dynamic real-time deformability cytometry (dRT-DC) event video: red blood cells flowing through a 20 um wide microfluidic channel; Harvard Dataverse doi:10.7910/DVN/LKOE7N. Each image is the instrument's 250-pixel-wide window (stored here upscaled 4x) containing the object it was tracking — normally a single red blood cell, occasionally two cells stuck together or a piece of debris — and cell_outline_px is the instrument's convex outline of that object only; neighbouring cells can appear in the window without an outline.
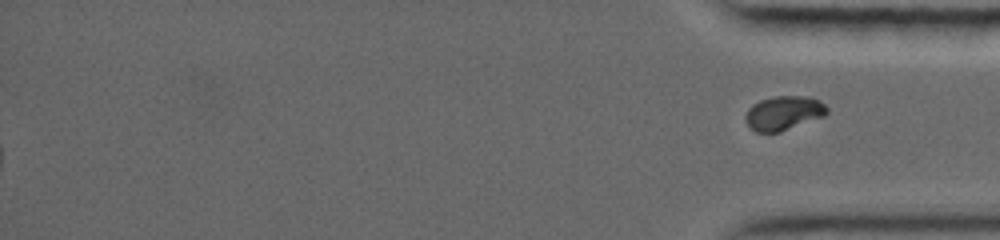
{"species": "common noctule bat (a hibernating species)", "species_latin": "Nyctalus noctula", "temperature_condition": "warm", "stored_images_in_passage": 40, "segment_of_instrument_passage": [2, 2], "camera_frame_rate_fps": 5000, "um_per_image_px": 0.085, "animal": {"sex": "female", "body_mass_g": 19.0, "forearm_length_mm": 56.7}, "frame": {"image": 1, "passage_image": 40, "time_ms": 16.8, "image_size_px": [1000, 240], "cell_outline_px": [[828, 112], [824, 116], [780, 132], [756, 132], [748, 124], [744, 116], [748, 108], [752, 104], [760, 100], [776, 96], [808, 96], [820, 100], [828, 108]], "centroid_in_image_um": [66.62, 9.6], "position_along_channel_um": 368.6, "area_um2": 16.24}}